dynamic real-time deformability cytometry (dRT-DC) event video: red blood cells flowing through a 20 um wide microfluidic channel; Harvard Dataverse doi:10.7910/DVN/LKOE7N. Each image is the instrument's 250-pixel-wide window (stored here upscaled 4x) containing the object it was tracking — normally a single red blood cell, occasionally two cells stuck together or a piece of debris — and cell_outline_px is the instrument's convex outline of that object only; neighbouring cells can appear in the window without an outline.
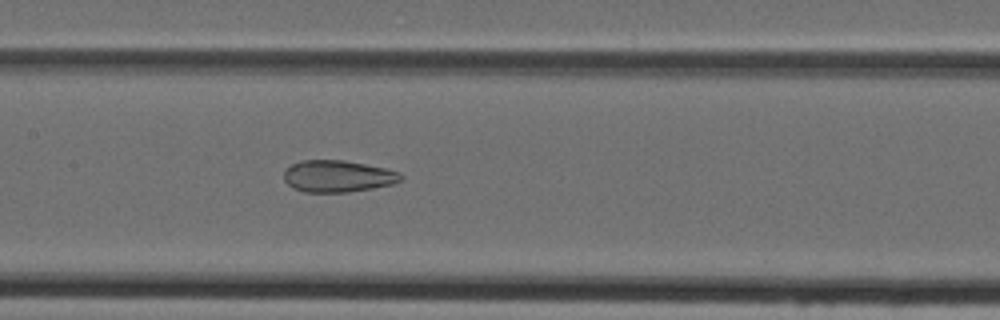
{"species": "Egyptian fruit bat (a non-hibernating species)", "species_latin": "Rousettus aegyptiacus", "temperature_condition": "cold", "stored_images_in_passage": 47, "camera_frame_rate_fps": 3000, "um_per_image_px": 0.085, "animal": {"sex": "female"}, "frame": {"image": 1, "passage_image": 23, "time_ms": 7.333, "image_size_px": [1000, 320], "cell_outline_px": [[404, 176], [396, 184], [348, 192], [304, 192], [292, 188], [284, 180], [284, 168], [300, 160], [344, 160], [384, 168], [400, 172]], "centroid_in_image_um": [28.7, 14.98], "position_along_channel_um": 178.7, "area_um2": 21.85}}
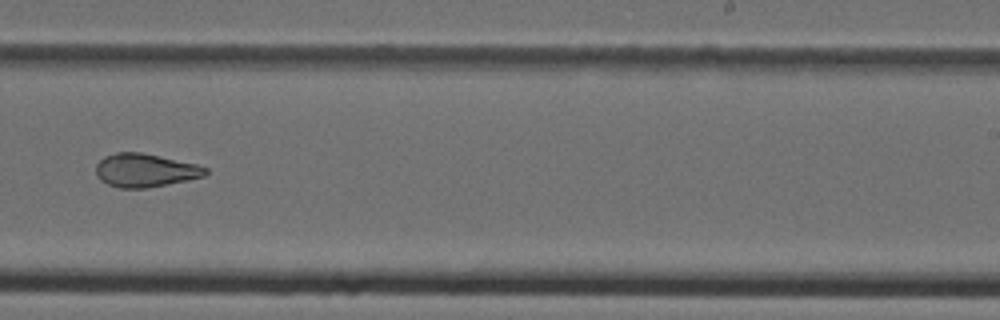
{"frame": {"image": 2, "passage_image": 30, "time_ms": 9.667, "image_size_px": [1000, 320], "cell_outline_px": [[208, 172], [204, 176], [188, 180], [144, 188], [120, 188], [108, 184], [100, 180], [96, 176], [96, 164], [104, 156], [116, 152], [140, 152], [160, 156], [196, 164], [208, 168]], "centroid_in_image_um": [12.32, 14.47], "position_along_channel_um": 276.7, "area_um2": 21.27}}
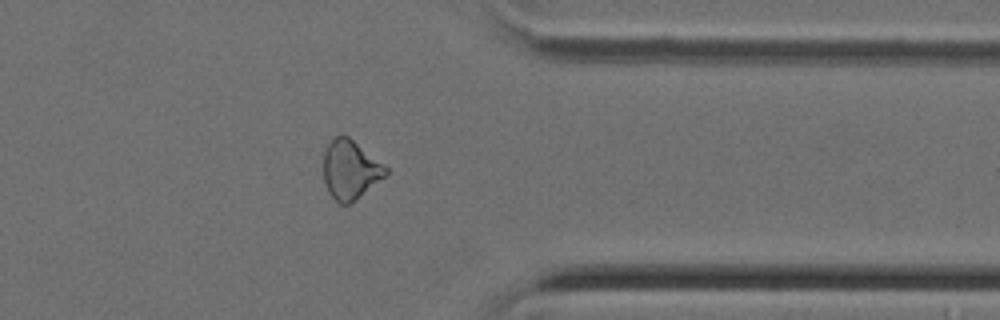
{"frame": {"image": 3, "passage_image": 38, "time_ms": 12.333, "image_size_px": [1000, 320], "cell_outline_px": [[388, 172], [384, 176], [356, 200], [348, 204], [340, 204], [328, 192], [324, 184], [324, 152], [328, 144], [336, 136], [348, 136], [384, 164], [388, 168]], "centroid_in_image_um": [29.76, 14.43], "position_along_channel_um": 381.6, "area_um2": 21.15}}